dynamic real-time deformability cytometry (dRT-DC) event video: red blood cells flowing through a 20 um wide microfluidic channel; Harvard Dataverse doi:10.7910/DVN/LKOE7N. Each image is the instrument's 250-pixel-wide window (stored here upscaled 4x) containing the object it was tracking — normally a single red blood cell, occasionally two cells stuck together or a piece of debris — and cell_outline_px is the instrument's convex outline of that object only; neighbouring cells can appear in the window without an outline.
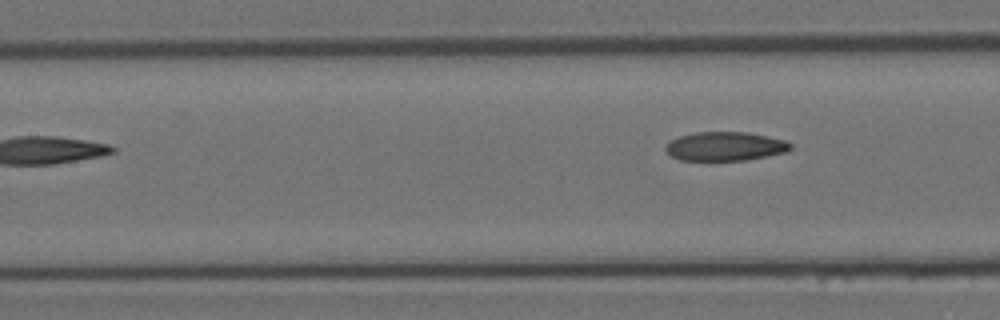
{"species": "Egyptian fruit bat (a non-hibernating species)", "species_latin": "Rousettus aegyptiacus", "temperature_condition": "room temperature", "stored_images_in_passage": 8, "segment_of_instrument_passage": [2, 2], "camera_frame_rate_fps": 3000, "um_per_image_px": 0.085, "animal": {"sex": "female"}, "frame": {"image": 1, "passage_image": 8, "time_ms": 2.333, "image_size_px": [1000, 320], "cell_outline_px": [[792, 148], [788, 152], [748, 160], [680, 160], [672, 156], [664, 148], [668, 140], [680, 136], [696, 132], [748, 132], [768, 136], [784, 140], [792, 144]], "centroid_in_image_um": [61.65, 12.43], "position_along_channel_um": 145.7, "area_um2": 21.21}}